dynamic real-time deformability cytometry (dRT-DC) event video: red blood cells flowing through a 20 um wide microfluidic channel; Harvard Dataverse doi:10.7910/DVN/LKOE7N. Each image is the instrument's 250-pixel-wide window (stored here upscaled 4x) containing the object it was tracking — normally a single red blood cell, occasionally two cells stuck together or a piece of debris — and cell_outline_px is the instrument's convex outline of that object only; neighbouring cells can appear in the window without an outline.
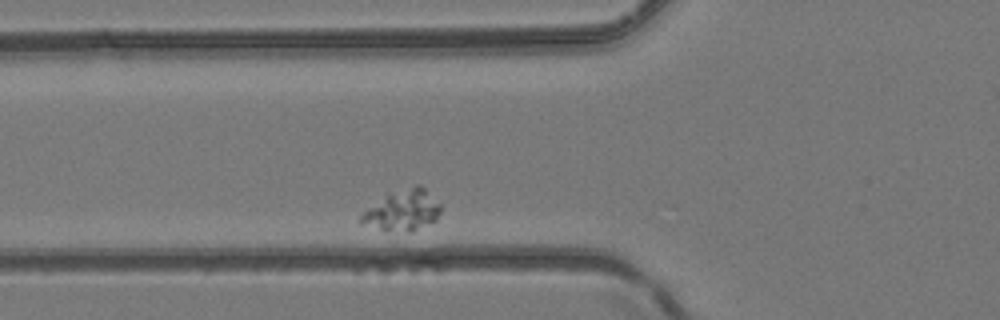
{"species": "common noctule bat (a hibernating species)", "species_latin": "Nyctalus noctula", "temperature_condition": "room temperature", "stored_images_in_passage": 3, "camera_frame_rate_fps": 3000, "um_per_image_px": 0.085, "animal": {"sex": "female", "body_mass_g": 24.6, "forearm_length_mm": 56.2}, "frame": {"image": 1, "passage_image": 2, "time_ms": 0.333, "image_size_px": [1000, 320], "cell_outline_px": [[440, 212], [436, 220], [412, 232], [384, 232], [360, 224], [356, 220], [368, 208], [388, 192], [416, 184], [420, 184], [440, 204]], "centroid_in_image_um": [34.17, 17.91], "position_along_channel_um": 91.6, "area_um2": 19.48}}